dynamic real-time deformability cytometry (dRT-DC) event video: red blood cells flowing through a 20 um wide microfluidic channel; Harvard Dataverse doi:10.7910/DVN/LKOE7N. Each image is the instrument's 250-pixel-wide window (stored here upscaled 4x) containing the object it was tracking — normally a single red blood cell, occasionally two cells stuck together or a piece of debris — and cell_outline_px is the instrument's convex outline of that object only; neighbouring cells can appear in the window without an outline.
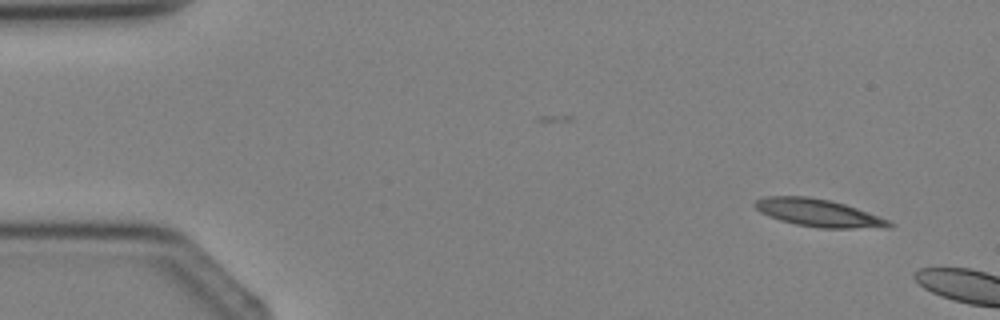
{"species": "Egyptian fruit bat (a non-hibernating species)", "species_latin": "Rousettus aegyptiacus", "temperature_condition": "cold", "stored_images_in_passage": 2, "camera_frame_rate_fps": 3000, "um_per_image_px": 0.085, "animal": {"sex": "female"}, "frame": {"image": 1, "passage_image": 1, "time_ms": 0.0, "image_size_px": [1000, 320], "cell_outline_px": [[896, 224], [892, 228], [820, 228], [796, 224], [780, 220], [768, 216], [760, 212], [752, 204], [756, 200], [764, 196], [808, 196], [828, 200], [844, 204], [856, 208], [888, 220]], "centroid_in_image_um": [69.56, 18.1], "position_along_channel_um": 15.4, "area_um2": 21.56}}